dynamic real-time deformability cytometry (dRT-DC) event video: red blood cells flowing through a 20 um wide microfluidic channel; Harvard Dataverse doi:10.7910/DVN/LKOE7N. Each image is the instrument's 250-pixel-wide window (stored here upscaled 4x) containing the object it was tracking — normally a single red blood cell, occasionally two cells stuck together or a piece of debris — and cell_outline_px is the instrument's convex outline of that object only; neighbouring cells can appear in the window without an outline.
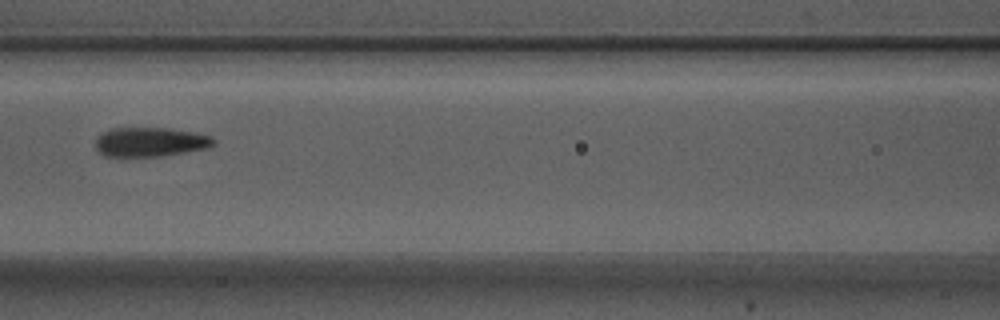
{"species": "Egyptian fruit bat (a non-hibernating species)", "species_latin": "Rousettus aegyptiacus", "temperature_condition": "warm", "stored_images_in_passage": 3, "camera_frame_rate_fps": 3000, "um_per_image_px": 0.085, "animal": {"sex": "male"}, "frame": {"image": 1, "passage_image": 3, "time_ms": 0.667, "image_size_px": [1000, 320], "cell_outline_px": [[216, 144], [208, 148], [160, 156], [120, 160], [104, 156], [96, 148], [96, 136], [112, 128], [168, 128], [196, 132], [212, 136], [216, 140]], "centroid_in_image_um": [12.74, 12.11], "position_along_channel_um": 153.9, "area_um2": 21.04}}